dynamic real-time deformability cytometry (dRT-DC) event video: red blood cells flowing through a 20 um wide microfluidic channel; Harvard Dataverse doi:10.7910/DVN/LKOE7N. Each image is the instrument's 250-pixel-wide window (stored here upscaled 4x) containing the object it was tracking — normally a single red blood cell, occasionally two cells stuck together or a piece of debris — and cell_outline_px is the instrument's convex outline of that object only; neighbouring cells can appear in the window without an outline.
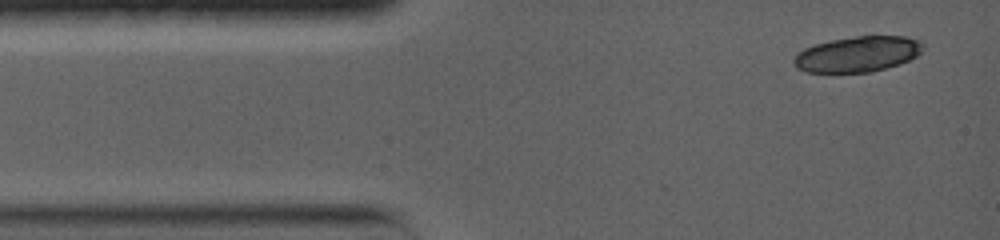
{"species": "common noctule bat (a hibernating species)", "species_latin": "Nyctalus noctula", "temperature_condition": "warm", "stored_images_in_passage": 4, "camera_frame_rate_fps": 5000, "um_per_image_px": 0.085, "animal": {"sex": "female", "body_mass_g": 19.0, "forearm_length_mm": 56.7}, "frame": {"image": 1, "passage_image": 1, "time_ms": 0.0, "image_size_px": [1000, 240], "cell_outline_px": [[924, 48], [916, 56], [900, 64], [872, 72], [808, 72], [796, 68], [792, 60], [804, 48], [812, 44], [832, 40], [856, 36], [904, 36], [920, 40], [924, 44]], "centroid_in_image_um": [72.91, 4.6], "position_along_channel_um": 12.1, "area_um2": 26.82}}